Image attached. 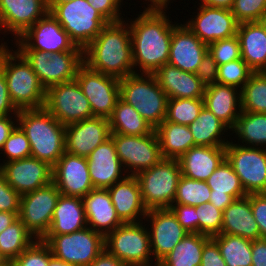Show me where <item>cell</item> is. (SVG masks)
<instances>
[{
    "label": "cell",
    "mask_w": 266,
    "mask_h": 266,
    "mask_svg": "<svg viewBox=\"0 0 266 266\" xmlns=\"http://www.w3.org/2000/svg\"><path fill=\"white\" fill-rule=\"evenodd\" d=\"M166 11L143 10L135 19H126L135 73L154 74L168 63L172 32L178 23L173 24Z\"/></svg>",
    "instance_id": "cell-1"
},
{
    "label": "cell",
    "mask_w": 266,
    "mask_h": 266,
    "mask_svg": "<svg viewBox=\"0 0 266 266\" xmlns=\"http://www.w3.org/2000/svg\"><path fill=\"white\" fill-rule=\"evenodd\" d=\"M83 61L89 69L119 79L135 73L128 22L105 25L83 50Z\"/></svg>",
    "instance_id": "cell-2"
},
{
    "label": "cell",
    "mask_w": 266,
    "mask_h": 266,
    "mask_svg": "<svg viewBox=\"0 0 266 266\" xmlns=\"http://www.w3.org/2000/svg\"><path fill=\"white\" fill-rule=\"evenodd\" d=\"M8 47L7 42L0 43V70L6 78L10 100L18 111L44 108L46 89L26 59Z\"/></svg>",
    "instance_id": "cell-3"
},
{
    "label": "cell",
    "mask_w": 266,
    "mask_h": 266,
    "mask_svg": "<svg viewBox=\"0 0 266 266\" xmlns=\"http://www.w3.org/2000/svg\"><path fill=\"white\" fill-rule=\"evenodd\" d=\"M17 119L29 140L31 156L53 167L65 153V125L45 108L19 110Z\"/></svg>",
    "instance_id": "cell-4"
},
{
    "label": "cell",
    "mask_w": 266,
    "mask_h": 266,
    "mask_svg": "<svg viewBox=\"0 0 266 266\" xmlns=\"http://www.w3.org/2000/svg\"><path fill=\"white\" fill-rule=\"evenodd\" d=\"M120 98L156 129L166 118L168 96L153 74L132 73L119 80Z\"/></svg>",
    "instance_id": "cell-5"
},
{
    "label": "cell",
    "mask_w": 266,
    "mask_h": 266,
    "mask_svg": "<svg viewBox=\"0 0 266 266\" xmlns=\"http://www.w3.org/2000/svg\"><path fill=\"white\" fill-rule=\"evenodd\" d=\"M48 9L75 45L83 50L109 23L87 0L48 3Z\"/></svg>",
    "instance_id": "cell-6"
},
{
    "label": "cell",
    "mask_w": 266,
    "mask_h": 266,
    "mask_svg": "<svg viewBox=\"0 0 266 266\" xmlns=\"http://www.w3.org/2000/svg\"><path fill=\"white\" fill-rule=\"evenodd\" d=\"M181 175L178 160L165 158L135 175L145 208H169L173 204Z\"/></svg>",
    "instance_id": "cell-7"
},
{
    "label": "cell",
    "mask_w": 266,
    "mask_h": 266,
    "mask_svg": "<svg viewBox=\"0 0 266 266\" xmlns=\"http://www.w3.org/2000/svg\"><path fill=\"white\" fill-rule=\"evenodd\" d=\"M52 255L73 266H88L105 249V236L90 227L61 235H45L42 239Z\"/></svg>",
    "instance_id": "cell-8"
},
{
    "label": "cell",
    "mask_w": 266,
    "mask_h": 266,
    "mask_svg": "<svg viewBox=\"0 0 266 266\" xmlns=\"http://www.w3.org/2000/svg\"><path fill=\"white\" fill-rule=\"evenodd\" d=\"M142 223H123L105 236V249L127 266L154 264L149 230Z\"/></svg>",
    "instance_id": "cell-9"
},
{
    "label": "cell",
    "mask_w": 266,
    "mask_h": 266,
    "mask_svg": "<svg viewBox=\"0 0 266 266\" xmlns=\"http://www.w3.org/2000/svg\"><path fill=\"white\" fill-rule=\"evenodd\" d=\"M30 64L40 83L48 88L76 78L84 64L83 51L46 53L38 50H17Z\"/></svg>",
    "instance_id": "cell-10"
},
{
    "label": "cell",
    "mask_w": 266,
    "mask_h": 266,
    "mask_svg": "<svg viewBox=\"0 0 266 266\" xmlns=\"http://www.w3.org/2000/svg\"><path fill=\"white\" fill-rule=\"evenodd\" d=\"M111 137L118 158L128 175L135 176L163 159L155 129L150 134L143 136L111 133Z\"/></svg>",
    "instance_id": "cell-11"
},
{
    "label": "cell",
    "mask_w": 266,
    "mask_h": 266,
    "mask_svg": "<svg viewBox=\"0 0 266 266\" xmlns=\"http://www.w3.org/2000/svg\"><path fill=\"white\" fill-rule=\"evenodd\" d=\"M241 143L225 146L226 159L246 192L249 194L266 193V148L249 147Z\"/></svg>",
    "instance_id": "cell-12"
},
{
    "label": "cell",
    "mask_w": 266,
    "mask_h": 266,
    "mask_svg": "<svg viewBox=\"0 0 266 266\" xmlns=\"http://www.w3.org/2000/svg\"><path fill=\"white\" fill-rule=\"evenodd\" d=\"M44 108L65 126L94 117L76 79L48 88Z\"/></svg>",
    "instance_id": "cell-13"
},
{
    "label": "cell",
    "mask_w": 266,
    "mask_h": 266,
    "mask_svg": "<svg viewBox=\"0 0 266 266\" xmlns=\"http://www.w3.org/2000/svg\"><path fill=\"white\" fill-rule=\"evenodd\" d=\"M60 192L50 184L21 195L18 219L38 240L48 232Z\"/></svg>",
    "instance_id": "cell-14"
},
{
    "label": "cell",
    "mask_w": 266,
    "mask_h": 266,
    "mask_svg": "<svg viewBox=\"0 0 266 266\" xmlns=\"http://www.w3.org/2000/svg\"><path fill=\"white\" fill-rule=\"evenodd\" d=\"M14 44L17 46L16 50H38L49 54L63 51H83L75 45L50 12L27 29L19 38L14 39Z\"/></svg>",
    "instance_id": "cell-15"
},
{
    "label": "cell",
    "mask_w": 266,
    "mask_h": 266,
    "mask_svg": "<svg viewBox=\"0 0 266 266\" xmlns=\"http://www.w3.org/2000/svg\"><path fill=\"white\" fill-rule=\"evenodd\" d=\"M89 100L93 116L109 118L119 95V78L89 69L83 64L75 78Z\"/></svg>",
    "instance_id": "cell-16"
},
{
    "label": "cell",
    "mask_w": 266,
    "mask_h": 266,
    "mask_svg": "<svg viewBox=\"0 0 266 266\" xmlns=\"http://www.w3.org/2000/svg\"><path fill=\"white\" fill-rule=\"evenodd\" d=\"M144 220V224L146 221L150 223V248L155 263H159L189 234L170 208L148 210Z\"/></svg>",
    "instance_id": "cell-17"
},
{
    "label": "cell",
    "mask_w": 266,
    "mask_h": 266,
    "mask_svg": "<svg viewBox=\"0 0 266 266\" xmlns=\"http://www.w3.org/2000/svg\"><path fill=\"white\" fill-rule=\"evenodd\" d=\"M192 19L185 25L204 43L233 37L237 34L239 23L231 9L201 5Z\"/></svg>",
    "instance_id": "cell-18"
},
{
    "label": "cell",
    "mask_w": 266,
    "mask_h": 266,
    "mask_svg": "<svg viewBox=\"0 0 266 266\" xmlns=\"http://www.w3.org/2000/svg\"><path fill=\"white\" fill-rule=\"evenodd\" d=\"M0 171L8 184L20 195L35 191L52 182V166L32 156L0 163Z\"/></svg>",
    "instance_id": "cell-19"
},
{
    "label": "cell",
    "mask_w": 266,
    "mask_h": 266,
    "mask_svg": "<svg viewBox=\"0 0 266 266\" xmlns=\"http://www.w3.org/2000/svg\"><path fill=\"white\" fill-rule=\"evenodd\" d=\"M52 182L61 195L83 198L94 189L90 179L87 157L65 152L52 167Z\"/></svg>",
    "instance_id": "cell-20"
},
{
    "label": "cell",
    "mask_w": 266,
    "mask_h": 266,
    "mask_svg": "<svg viewBox=\"0 0 266 266\" xmlns=\"http://www.w3.org/2000/svg\"><path fill=\"white\" fill-rule=\"evenodd\" d=\"M111 137L109 120L91 117L65 126V152L87 157L96 147Z\"/></svg>",
    "instance_id": "cell-21"
},
{
    "label": "cell",
    "mask_w": 266,
    "mask_h": 266,
    "mask_svg": "<svg viewBox=\"0 0 266 266\" xmlns=\"http://www.w3.org/2000/svg\"><path fill=\"white\" fill-rule=\"evenodd\" d=\"M48 12V0H0V31L17 39Z\"/></svg>",
    "instance_id": "cell-22"
},
{
    "label": "cell",
    "mask_w": 266,
    "mask_h": 266,
    "mask_svg": "<svg viewBox=\"0 0 266 266\" xmlns=\"http://www.w3.org/2000/svg\"><path fill=\"white\" fill-rule=\"evenodd\" d=\"M87 165L94 188L107 189L128 175L124 173L112 137L87 156Z\"/></svg>",
    "instance_id": "cell-23"
},
{
    "label": "cell",
    "mask_w": 266,
    "mask_h": 266,
    "mask_svg": "<svg viewBox=\"0 0 266 266\" xmlns=\"http://www.w3.org/2000/svg\"><path fill=\"white\" fill-rule=\"evenodd\" d=\"M207 52L208 45L202 42L185 23H178L174 27L168 60L170 65L182 71L196 73Z\"/></svg>",
    "instance_id": "cell-24"
},
{
    "label": "cell",
    "mask_w": 266,
    "mask_h": 266,
    "mask_svg": "<svg viewBox=\"0 0 266 266\" xmlns=\"http://www.w3.org/2000/svg\"><path fill=\"white\" fill-rule=\"evenodd\" d=\"M107 190L117 216L123 223H138L143 221L148 210L143 204L136 176L127 175L121 181L108 187Z\"/></svg>",
    "instance_id": "cell-25"
},
{
    "label": "cell",
    "mask_w": 266,
    "mask_h": 266,
    "mask_svg": "<svg viewBox=\"0 0 266 266\" xmlns=\"http://www.w3.org/2000/svg\"><path fill=\"white\" fill-rule=\"evenodd\" d=\"M87 226L106 236L123 222L117 216L107 189L94 188L83 198Z\"/></svg>",
    "instance_id": "cell-26"
},
{
    "label": "cell",
    "mask_w": 266,
    "mask_h": 266,
    "mask_svg": "<svg viewBox=\"0 0 266 266\" xmlns=\"http://www.w3.org/2000/svg\"><path fill=\"white\" fill-rule=\"evenodd\" d=\"M169 99L203 98L206 86L195 73L166 63L153 74Z\"/></svg>",
    "instance_id": "cell-27"
},
{
    "label": "cell",
    "mask_w": 266,
    "mask_h": 266,
    "mask_svg": "<svg viewBox=\"0 0 266 266\" xmlns=\"http://www.w3.org/2000/svg\"><path fill=\"white\" fill-rule=\"evenodd\" d=\"M225 159V146H194L178 162L183 176L206 181Z\"/></svg>",
    "instance_id": "cell-28"
},
{
    "label": "cell",
    "mask_w": 266,
    "mask_h": 266,
    "mask_svg": "<svg viewBox=\"0 0 266 266\" xmlns=\"http://www.w3.org/2000/svg\"><path fill=\"white\" fill-rule=\"evenodd\" d=\"M204 107L210 110L230 131L242 112L241 90L227 85L206 86L203 95Z\"/></svg>",
    "instance_id": "cell-29"
},
{
    "label": "cell",
    "mask_w": 266,
    "mask_h": 266,
    "mask_svg": "<svg viewBox=\"0 0 266 266\" xmlns=\"http://www.w3.org/2000/svg\"><path fill=\"white\" fill-rule=\"evenodd\" d=\"M211 189L209 202L224 211L235 199L247 196L239 177L225 159L206 180Z\"/></svg>",
    "instance_id": "cell-30"
},
{
    "label": "cell",
    "mask_w": 266,
    "mask_h": 266,
    "mask_svg": "<svg viewBox=\"0 0 266 266\" xmlns=\"http://www.w3.org/2000/svg\"><path fill=\"white\" fill-rule=\"evenodd\" d=\"M236 35L242 59L254 72H265L266 30L260 21L239 24Z\"/></svg>",
    "instance_id": "cell-31"
},
{
    "label": "cell",
    "mask_w": 266,
    "mask_h": 266,
    "mask_svg": "<svg viewBox=\"0 0 266 266\" xmlns=\"http://www.w3.org/2000/svg\"><path fill=\"white\" fill-rule=\"evenodd\" d=\"M221 234L237 235L250 240L260 238L259 226L250 205V194L235 199L223 211Z\"/></svg>",
    "instance_id": "cell-32"
},
{
    "label": "cell",
    "mask_w": 266,
    "mask_h": 266,
    "mask_svg": "<svg viewBox=\"0 0 266 266\" xmlns=\"http://www.w3.org/2000/svg\"><path fill=\"white\" fill-rule=\"evenodd\" d=\"M86 227L87 220L82 198L60 194L46 235L69 234Z\"/></svg>",
    "instance_id": "cell-33"
},
{
    "label": "cell",
    "mask_w": 266,
    "mask_h": 266,
    "mask_svg": "<svg viewBox=\"0 0 266 266\" xmlns=\"http://www.w3.org/2000/svg\"><path fill=\"white\" fill-rule=\"evenodd\" d=\"M161 154L165 159H179L190 148L195 146L188 125L164 120L156 129Z\"/></svg>",
    "instance_id": "cell-34"
},
{
    "label": "cell",
    "mask_w": 266,
    "mask_h": 266,
    "mask_svg": "<svg viewBox=\"0 0 266 266\" xmlns=\"http://www.w3.org/2000/svg\"><path fill=\"white\" fill-rule=\"evenodd\" d=\"M188 127L195 146H226L229 143L228 137L224 138V133L229 130L230 135V129L204 106L196 120Z\"/></svg>",
    "instance_id": "cell-35"
},
{
    "label": "cell",
    "mask_w": 266,
    "mask_h": 266,
    "mask_svg": "<svg viewBox=\"0 0 266 266\" xmlns=\"http://www.w3.org/2000/svg\"><path fill=\"white\" fill-rule=\"evenodd\" d=\"M108 120L111 133L143 136L150 134L154 130L133 106L120 97Z\"/></svg>",
    "instance_id": "cell-36"
},
{
    "label": "cell",
    "mask_w": 266,
    "mask_h": 266,
    "mask_svg": "<svg viewBox=\"0 0 266 266\" xmlns=\"http://www.w3.org/2000/svg\"><path fill=\"white\" fill-rule=\"evenodd\" d=\"M211 237L199 233L187 234L160 262V266H200L204 244Z\"/></svg>",
    "instance_id": "cell-37"
},
{
    "label": "cell",
    "mask_w": 266,
    "mask_h": 266,
    "mask_svg": "<svg viewBox=\"0 0 266 266\" xmlns=\"http://www.w3.org/2000/svg\"><path fill=\"white\" fill-rule=\"evenodd\" d=\"M243 146L266 147V113L242 111L231 130ZM245 142V143H244Z\"/></svg>",
    "instance_id": "cell-38"
},
{
    "label": "cell",
    "mask_w": 266,
    "mask_h": 266,
    "mask_svg": "<svg viewBox=\"0 0 266 266\" xmlns=\"http://www.w3.org/2000/svg\"><path fill=\"white\" fill-rule=\"evenodd\" d=\"M211 238L217 243L227 266H252V240L231 234Z\"/></svg>",
    "instance_id": "cell-39"
},
{
    "label": "cell",
    "mask_w": 266,
    "mask_h": 266,
    "mask_svg": "<svg viewBox=\"0 0 266 266\" xmlns=\"http://www.w3.org/2000/svg\"><path fill=\"white\" fill-rule=\"evenodd\" d=\"M37 239L17 219L0 234V253L11 263Z\"/></svg>",
    "instance_id": "cell-40"
},
{
    "label": "cell",
    "mask_w": 266,
    "mask_h": 266,
    "mask_svg": "<svg viewBox=\"0 0 266 266\" xmlns=\"http://www.w3.org/2000/svg\"><path fill=\"white\" fill-rule=\"evenodd\" d=\"M244 112L266 113V72H254L241 89Z\"/></svg>",
    "instance_id": "cell-41"
},
{
    "label": "cell",
    "mask_w": 266,
    "mask_h": 266,
    "mask_svg": "<svg viewBox=\"0 0 266 266\" xmlns=\"http://www.w3.org/2000/svg\"><path fill=\"white\" fill-rule=\"evenodd\" d=\"M210 197L211 189L206 181L194 180L181 175L173 204L202 206L209 202Z\"/></svg>",
    "instance_id": "cell-42"
},
{
    "label": "cell",
    "mask_w": 266,
    "mask_h": 266,
    "mask_svg": "<svg viewBox=\"0 0 266 266\" xmlns=\"http://www.w3.org/2000/svg\"><path fill=\"white\" fill-rule=\"evenodd\" d=\"M204 106L203 98L168 99L166 121L189 125L193 123Z\"/></svg>",
    "instance_id": "cell-43"
},
{
    "label": "cell",
    "mask_w": 266,
    "mask_h": 266,
    "mask_svg": "<svg viewBox=\"0 0 266 266\" xmlns=\"http://www.w3.org/2000/svg\"><path fill=\"white\" fill-rule=\"evenodd\" d=\"M254 71L241 58L218 65L217 83L242 89Z\"/></svg>",
    "instance_id": "cell-44"
},
{
    "label": "cell",
    "mask_w": 266,
    "mask_h": 266,
    "mask_svg": "<svg viewBox=\"0 0 266 266\" xmlns=\"http://www.w3.org/2000/svg\"><path fill=\"white\" fill-rule=\"evenodd\" d=\"M197 213V233L213 237L221 234L223 211L207 202L202 206H195Z\"/></svg>",
    "instance_id": "cell-45"
},
{
    "label": "cell",
    "mask_w": 266,
    "mask_h": 266,
    "mask_svg": "<svg viewBox=\"0 0 266 266\" xmlns=\"http://www.w3.org/2000/svg\"><path fill=\"white\" fill-rule=\"evenodd\" d=\"M0 151L3 152H0V154H4V158L6 156L2 163L20 160L31 156L29 140L19 125H17L8 136V139L5 141Z\"/></svg>",
    "instance_id": "cell-46"
},
{
    "label": "cell",
    "mask_w": 266,
    "mask_h": 266,
    "mask_svg": "<svg viewBox=\"0 0 266 266\" xmlns=\"http://www.w3.org/2000/svg\"><path fill=\"white\" fill-rule=\"evenodd\" d=\"M51 256L50 247L38 239L12 261L10 266H49Z\"/></svg>",
    "instance_id": "cell-47"
},
{
    "label": "cell",
    "mask_w": 266,
    "mask_h": 266,
    "mask_svg": "<svg viewBox=\"0 0 266 266\" xmlns=\"http://www.w3.org/2000/svg\"><path fill=\"white\" fill-rule=\"evenodd\" d=\"M208 51L218 65L242 58L240 42L237 35L210 43L208 45Z\"/></svg>",
    "instance_id": "cell-48"
},
{
    "label": "cell",
    "mask_w": 266,
    "mask_h": 266,
    "mask_svg": "<svg viewBox=\"0 0 266 266\" xmlns=\"http://www.w3.org/2000/svg\"><path fill=\"white\" fill-rule=\"evenodd\" d=\"M231 11L239 24L260 21L266 12V0H234Z\"/></svg>",
    "instance_id": "cell-49"
},
{
    "label": "cell",
    "mask_w": 266,
    "mask_h": 266,
    "mask_svg": "<svg viewBox=\"0 0 266 266\" xmlns=\"http://www.w3.org/2000/svg\"><path fill=\"white\" fill-rule=\"evenodd\" d=\"M21 195L6 181L0 171V212L19 213Z\"/></svg>",
    "instance_id": "cell-50"
},
{
    "label": "cell",
    "mask_w": 266,
    "mask_h": 266,
    "mask_svg": "<svg viewBox=\"0 0 266 266\" xmlns=\"http://www.w3.org/2000/svg\"><path fill=\"white\" fill-rule=\"evenodd\" d=\"M109 23L122 21V0H87Z\"/></svg>",
    "instance_id": "cell-51"
},
{
    "label": "cell",
    "mask_w": 266,
    "mask_h": 266,
    "mask_svg": "<svg viewBox=\"0 0 266 266\" xmlns=\"http://www.w3.org/2000/svg\"><path fill=\"white\" fill-rule=\"evenodd\" d=\"M169 208L188 233H197V213L195 207L183 204H172Z\"/></svg>",
    "instance_id": "cell-52"
},
{
    "label": "cell",
    "mask_w": 266,
    "mask_h": 266,
    "mask_svg": "<svg viewBox=\"0 0 266 266\" xmlns=\"http://www.w3.org/2000/svg\"><path fill=\"white\" fill-rule=\"evenodd\" d=\"M195 74L205 86L217 83L218 64L209 51L203 57Z\"/></svg>",
    "instance_id": "cell-53"
},
{
    "label": "cell",
    "mask_w": 266,
    "mask_h": 266,
    "mask_svg": "<svg viewBox=\"0 0 266 266\" xmlns=\"http://www.w3.org/2000/svg\"><path fill=\"white\" fill-rule=\"evenodd\" d=\"M250 205L259 226L260 238L266 239V193L250 194Z\"/></svg>",
    "instance_id": "cell-54"
},
{
    "label": "cell",
    "mask_w": 266,
    "mask_h": 266,
    "mask_svg": "<svg viewBox=\"0 0 266 266\" xmlns=\"http://www.w3.org/2000/svg\"><path fill=\"white\" fill-rule=\"evenodd\" d=\"M200 266H227L217 243L212 238L204 244Z\"/></svg>",
    "instance_id": "cell-55"
},
{
    "label": "cell",
    "mask_w": 266,
    "mask_h": 266,
    "mask_svg": "<svg viewBox=\"0 0 266 266\" xmlns=\"http://www.w3.org/2000/svg\"><path fill=\"white\" fill-rule=\"evenodd\" d=\"M12 114L17 115L18 110L10 100L6 78L0 70V117Z\"/></svg>",
    "instance_id": "cell-56"
},
{
    "label": "cell",
    "mask_w": 266,
    "mask_h": 266,
    "mask_svg": "<svg viewBox=\"0 0 266 266\" xmlns=\"http://www.w3.org/2000/svg\"><path fill=\"white\" fill-rule=\"evenodd\" d=\"M252 266H266V239L252 240Z\"/></svg>",
    "instance_id": "cell-57"
},
{
    "label": "cell",
    "mask_w": 266,
    "mask_h": 266,
    "mask_svg": "<svg viewBox=\"0 0 266 266\" xmlns=\"http://www.w3.org/2000/svg\"><path fill=\"white\" fill-rule=\"evenodd\" d=\"M17 125V115L0 117V149L3 147L5 141L8 139V136L12 133Z\"/></svg>",
    "instance_id": "cell-58"
},
{
    "label": "cell",
    "mask_w": 266,
    "mask_h": 266,
    "mask_svg": "<svg viewBox=\"0 0 266 266\" xmlns=\"http://www.w3.org/2000/svg\"><path fill=\"white\" fill-rule=\"evenodd\" d=\"M88 266H127L123 261L116 256L111 255L106 249H104L95 260H93Z\"/></svg>",
    "instance_id": "cell-59"
},
{
    "label": "cell",
    "mask_w": 266,
    "mask_h": 266,
    "mask_svg": "<svg viewBox=\"0 0 266 266\" xmlns=\"http://www.w3.org/2000/svg\"><path fill=\"white\" fill-rule=\"evenodd\" d=\"M19 213L0 212V234L18 219Z\"/></svg>",
    "instance_id": "cell-60"
},
{
    "label": "cell",
    "mask_w": 266,
    "mask_h": 266,
    "mask_svg": "<svg viewBox=\"0 0 266 266\" xmlns=\"http://www.w3.org/2000/svg\"><path fill=\"white\" fill-rule=\"evenodd\" d=\"M198 4L206 5L209 7L225 8L231 9L234 3V0H200Z\"/></svg>",
    "instance_id": "cell-61"
},
{
    "label": "cell",
    "mask_w": 266,
    "mask_h": 266,
    "mask_svg": "<svg viewBox=\"0 0 266 266\" xmlns=\"http://www.w3.org/2000/svg\"><path fill=\"white\" fill-rule=\"evenodd\" d=\"M49 266H73V265H70L52 255L49 259Z\"/></svg>",
    "instance_id": "cell-62"
},
{
    "label": "cell",
    "mask_w": 266,
    "mask_h": 266,
    "mask_svg": "<svg viewBox=\"0 0 266 266\" xmlns=\"http://www.w3.org/2000/svg\"><path fill=\"white\" fill-rule=\"evenodd\" d=\"M171 0H156V10H166Z\"/></svg>",
    "instance_id": "cell-63"
},
{
    "label": "cell",
    "mask_w": 266,
    "mask_h": 266,
    "mask_svg": "<svg viewBox=\"0 0 266 266\" xmlns=\"http://www.w3.org/2000/svg\"><path fill=\"white\" fill-rule=\"evenodd\" d=\"M145 1H148V6L144 7V10H156V0H145ZM123 2V0H122ZM150 3V4H149Z\"/></svg>",
    "instance_id": "cell-64"
},
{
    "label": "cell",
    "mask_w": 266,
    "mask_h": 266,
    "mask_svg": "<svg viewBox=\"0 0 266 266\" xmlns=\"http://www.w3.org/2000/svg\"><path fill=\"white\" fill-rule=\"evenodd\" d=\"M0 266H10V262L0 253Z\"/></svg>",
    "instance_id": "cell-65"
},
{
    "label": "cell",
    "mask_w": 266,
    "mask_h": 266,
    "mask_svg": "<svg viewBox=\"0 0 266 266\" xmlns=\"http://www.w3.org/2000/svg\"><path fill=\"white\" fill-rule=\"evenodd\" d=\"M72 0H48V3H67Z\"/></svg>",
    "instance_id": "cell-66"
},
{
    "label": "cell",
    "mask_w": 266,
    "mask_h": 266,
    "mask_svg": "<svg viewBox=\"0 0 266 266\" xmlns=\"http://www.w3.org/2000/svg\"><path fill=\"white\" fill-rule=\"evenodd\" d=\"M260 23L263 25V27L266 30V12L263 14L262 18L260 19Z\"/></svg>",
    "instance_id": "cell-67"
},
{
    "label": "cell",
    "mask_w": 266,
    "mask_h": 266,
    "mask_svg": "<svg viewBox=\"0 0 266 266\" xmlns=\"http://www.w3.org/2000/svg\"><path fill=\"white\" fill-rule=\"evenodd\" d=\"M139 266H160L159 263H155L154 262V265L153 264H150V265H139Z\"/></svg>",
    "instance_id": "cell-68"
}]
</instances>
